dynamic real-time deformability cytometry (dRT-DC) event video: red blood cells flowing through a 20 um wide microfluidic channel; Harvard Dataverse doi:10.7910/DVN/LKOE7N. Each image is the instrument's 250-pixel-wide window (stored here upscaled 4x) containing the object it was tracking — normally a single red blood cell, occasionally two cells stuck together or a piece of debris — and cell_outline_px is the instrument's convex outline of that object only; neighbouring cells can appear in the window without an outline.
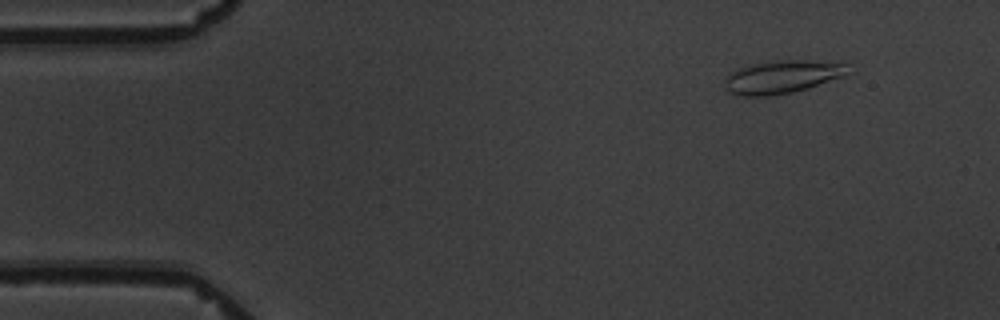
{"species": "common noctule bat (a hibernating species)", "species_latin": "Nyctalus noctula", "temperature_condition": "warm", "stored_images_in_passage": 5, "camera_frame_rate_fps": 3000, "um_per_image_px": 0.085, "animal": {"sex": "male", "body_mass_g": 19.5, "forearm_length_mm": 54.6}, "frame": {"image": 1, "passage_image": 2, "time_ms": 1.0, "image_size_px": [1000, 320], "cell_outline_px": [[848, 72], [844, 76], [808, 88], [792, 92], [768, 96], [744, 96], [728, 92], [724, 80], [732, 72], [740, 68], [764, 60], [808, 60], [848, 64]], "centroid_in_image_um": [66.48, 6.52], "position_along_channel_um": 18.5, "area_um2": 23.64}}